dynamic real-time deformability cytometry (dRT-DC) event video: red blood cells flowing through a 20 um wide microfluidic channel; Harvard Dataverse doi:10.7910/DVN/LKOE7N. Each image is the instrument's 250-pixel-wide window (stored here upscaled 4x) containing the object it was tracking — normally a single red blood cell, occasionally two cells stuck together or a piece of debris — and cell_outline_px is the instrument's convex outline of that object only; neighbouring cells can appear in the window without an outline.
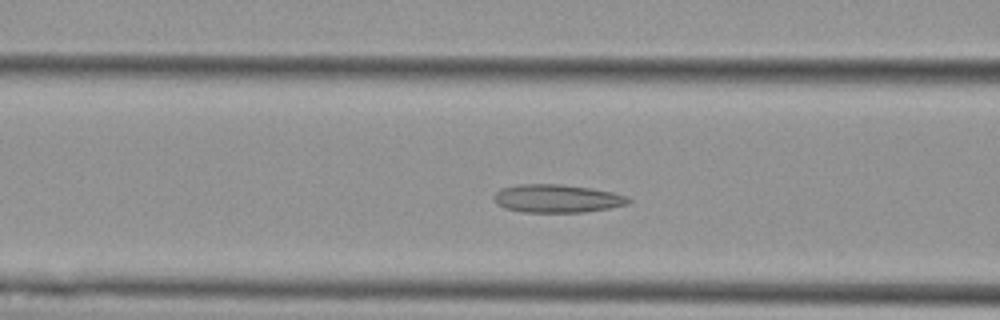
{"species": "Egyptian fruit bat (a non-hibernating species)", "species_latin": "Rousettus aegyptiacus", "temperature_condition": "cold", "stored_images_in_passage": 44, "camera_frame_rate_fps": 3000, "um_per_image_px": 0.085, "animal": {"sex": "female"}, "frame": {"image": 1, "passage_image": 15, "time_ms": 4.667, "image_size_px": [1000, 320], "cell_outline_px": [[632, 200], [628, 204], [608, 208], [584, 212], [524, 212], [504, 208], [496, 204], [492, 200], [492, 196], [500, 188], [520, 184], [560, 184], [592, 188], [612, 192], [628, 196]], "centroid_in_image_um": [47.31, 16.87], "position_along_channel_um": 119.3, "area_um2": 22.25}}
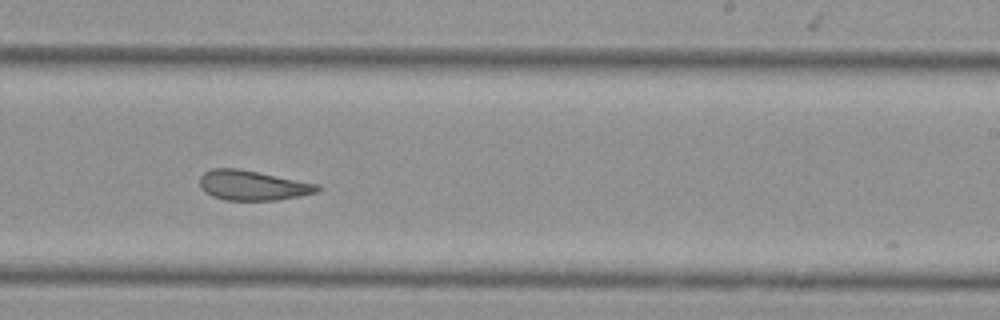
{"frame": {"image": 2, "passage_image": 27, "time_ms": 8.667, "image_size_px": [1000, 320], "cell_outline_px": [[320, 188], [316, 192], [300, 196], [276, 200], [224, 200], [212, 196], [204, 192], [200, 188], [200, 176], [204, 172], [212, 168], [236, 168], [320, 184]], "centroid_in_image_um": [21.44, 15.76], "position_along_channel_um": 267.6, "area_um2": 20.46}}
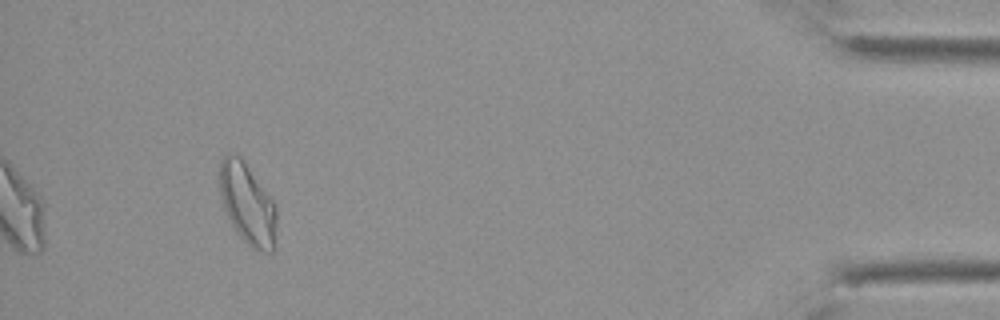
{"frame": {"image": 3, "passage_image": 44, "time_ms": 14.333, "image_size_px": [1000, 320], "cell_outline_px": [[276, 228], [272, 252], [264, 252], [252, 248], [236, 232], [228, 220], [224, 208], [216, 176], [220, 160], [228, 152], [236, 156], [244, 164], [276, 204]], "centroid_in_image_um": [20.98, 17.34], "position_along_channel_um": 414.2, "area_um2": 26.7}, "authors_computed_cell_mechanics": {"area_um2": 22.7154, "velocity_mm_per_s": 3.7185, "shape_relaxation_time_tau1_ms": null, "shape_relaxation_time_tau2_ms": 2.4333, "deformation_change_tau1": null, "deformation_change_tau2": 0.0907}}